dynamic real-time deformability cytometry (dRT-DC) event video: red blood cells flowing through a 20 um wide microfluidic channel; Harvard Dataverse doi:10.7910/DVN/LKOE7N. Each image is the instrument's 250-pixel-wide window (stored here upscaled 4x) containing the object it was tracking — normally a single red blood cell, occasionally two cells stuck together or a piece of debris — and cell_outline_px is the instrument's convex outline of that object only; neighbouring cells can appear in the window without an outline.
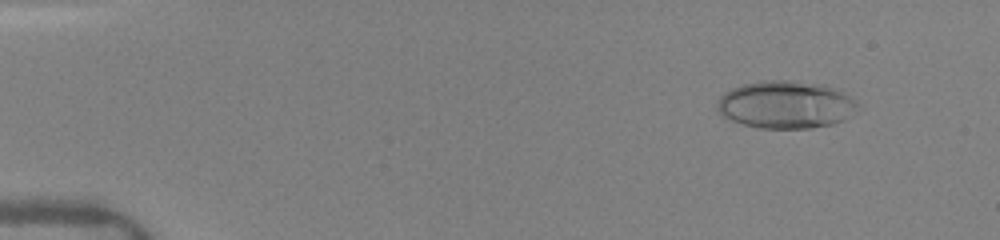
{"species": "human", "species_latin": "Homo sapiens", "temperature_condition": "warm", "stored_images_in_passage": 9, "camera_frame_rate_fps": 3000, "um_per_image_px": 0.085, "donor": {"sex": "female"}, "frame": {"image": 1, "passage_image": 3, "time_ms": 1.333, "image_size_px": [1000, 240], "cell_outline_px": [[856, 104], [844, 120], [832, 124], [812, 128], [760, 128], [744, 124], [732, 120], [724, 116], [716, 108], [716, 104], [720, 96], [724, 92], [732, 88], [744, 84], [764, 80], [788, 80], [824, 84], [836, 88], [848, 96]], "centroid_in_image_um": [66.73, 8.88], "position_along_channel_um": 18.3, "area_um2": 38.49}}
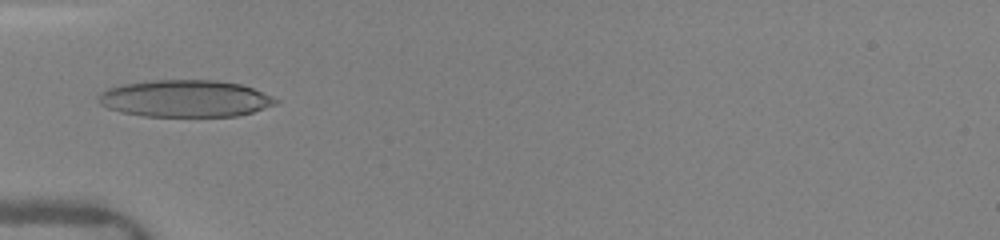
{"frame": {"image": 2, "passage_image": 8, "time_ms": 5.333, "image_size_px": [1000, 240], "cell_outline_px": [[280, 100], [276, 104], [252, 112], [236, 116], [144, 116], [120, 112], [108, 108], [100, 104], [96, 96], [100, 92], [108, 88], [120, 84], [152, 80], [216, 80], [240, 84], [252, 88], [272, 96]], "centroid_in_image_um": [15.7, 8.37], "position_along_channel_um": 69.3, "area_um2": 38.32}}